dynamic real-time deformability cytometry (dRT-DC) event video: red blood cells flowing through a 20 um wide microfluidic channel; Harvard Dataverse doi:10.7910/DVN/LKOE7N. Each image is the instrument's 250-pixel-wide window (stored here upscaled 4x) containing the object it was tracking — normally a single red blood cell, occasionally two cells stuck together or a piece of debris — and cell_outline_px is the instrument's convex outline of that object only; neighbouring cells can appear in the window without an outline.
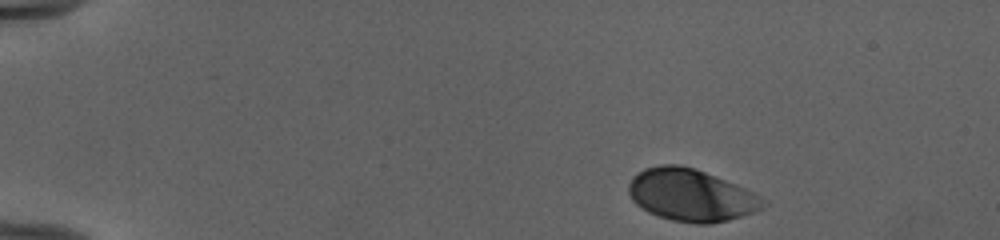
{"species": "human", "species_latin": "Homo sapiens", "temperature_condition": "cold", "stored_images_in_passage": 45, "camera_frame_rate_fps": 3000, "um_per_image_px": 0.085, "donor": {"sex": "female"}, "frame": {"image": 1, "passage_image": 1, "time_ms": 0.0, "image_size_px": [1000, 240], "cell_outline_px": [[768, 204], [764, 208], [728, 220], [708, 224], [696, 224], [672, 220], [648, 212], [636, 204], [632, 200], [628, 192], [628, 184], [632, 176], [644, 168], [660, 164], [680, 164], [696, 168], [736, 184], [752, 192]], "centroid_in_image_um": [58.69, 16.57], "position_along_channel_um": 26.3, "area_um2": 40.92}}
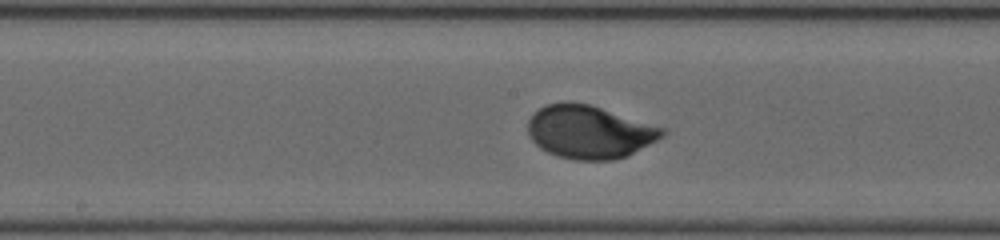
{"frame": {"image": 2, "passage_image": 22, "time_ms": 7.0, "image_size_px": [1000, 240], "cell_outline_px": [[668, 132], [664, 136], [628, 156], [612, 160], [576, 160], [556, 156], [540, 148], [528, 136], [528, 120], [532, 112], [544, 104], [564, 100], [568, 100], [592, 104], [664, 128]], "centroid_in_image_um": [50.07, 11.18], "position_along_channel_um": 198.1, "area_um2": 42.31}}
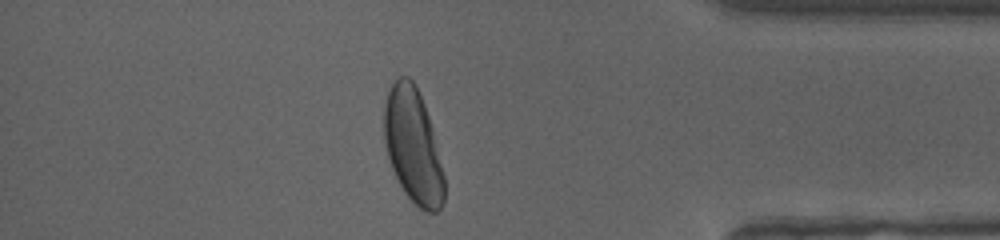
{"frame": {"image": 3, "passage_image": 39, "time_ms": 12.667, "image_size_px": [1000, 240], "cell_outline_px": [[444, 200], [440, 208], [436, 212], [428, 212], [420, 208], [404, 192], [392, 168], [388, 156], [384, 140], [384, 108], [388, 92], [392, 84], [400, 76], [408, 76], [416, 84], [424, 104], [432, 128], [444, 176]], "centroid_in_image_um": [35.1, 12.39], "position_along_channel_um": 400.1, "area_um2": 39.65}, "authors_computed_cell_mechanics": {"area_um2": 40.5178, "velocity_mm_per_s": 3.9601, "shape_relaxation_time_tau1_ms": 1.844, "shape_relaxation_time_tau2_ms": null, "deformation_change_tau1": 0.1268, "deformation_change_tau2": null}}